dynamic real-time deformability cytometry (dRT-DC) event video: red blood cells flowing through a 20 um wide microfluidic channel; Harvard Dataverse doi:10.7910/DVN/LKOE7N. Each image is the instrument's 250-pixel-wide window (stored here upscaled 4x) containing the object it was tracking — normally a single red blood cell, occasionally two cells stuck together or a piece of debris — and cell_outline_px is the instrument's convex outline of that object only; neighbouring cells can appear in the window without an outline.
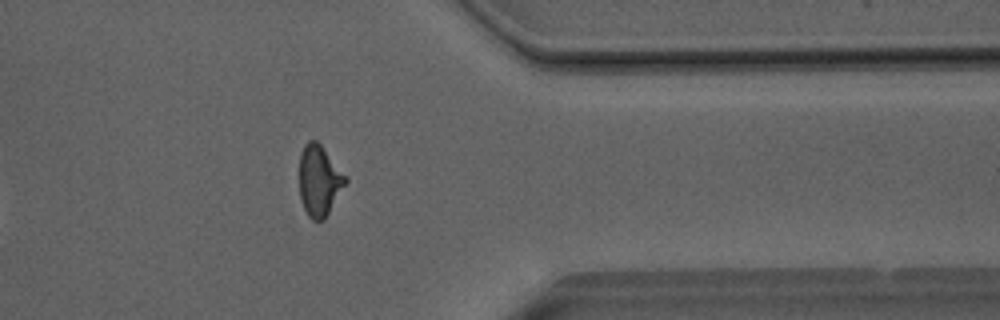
{"species": "Egyptian fruit bat (a non-hibernating species)", "species_latin": "Rousettus aegyptiacus", "temperature_condition": "room temperature", "stored_images_in_passage": 35, "camera_frame_rate_fps": 3000, "um_per_image_px": 0.085, "animal": {"sex": "male"}, "frame": {"image": 1, "passage_image": 30, "time_ms": 9.667, "image_size_px": [1000, 320], "cell_outline_px": [[348, 180], [324, 220], [312, 220], [308, 216], [300, 200], [300, 152], [304, 144], [308, 140], [316, 140], [320, 144]], "centroid_in_image_um": [27.11, 15.36], "position_along_channel_um": 384.3, "area_um2": 18.73}, "authors_computed_cell_mechanics": {"area_um2": 19.5364, "velocity_mm_per_s": 4.0665, "shape_relaxation_time_tau1_ms": 6.8831, "shape_relaxation_time_tau2_ms": 1.0284, "deformation_change_tau1": 0.1937, "deformation_change_tau2": 0.078}}